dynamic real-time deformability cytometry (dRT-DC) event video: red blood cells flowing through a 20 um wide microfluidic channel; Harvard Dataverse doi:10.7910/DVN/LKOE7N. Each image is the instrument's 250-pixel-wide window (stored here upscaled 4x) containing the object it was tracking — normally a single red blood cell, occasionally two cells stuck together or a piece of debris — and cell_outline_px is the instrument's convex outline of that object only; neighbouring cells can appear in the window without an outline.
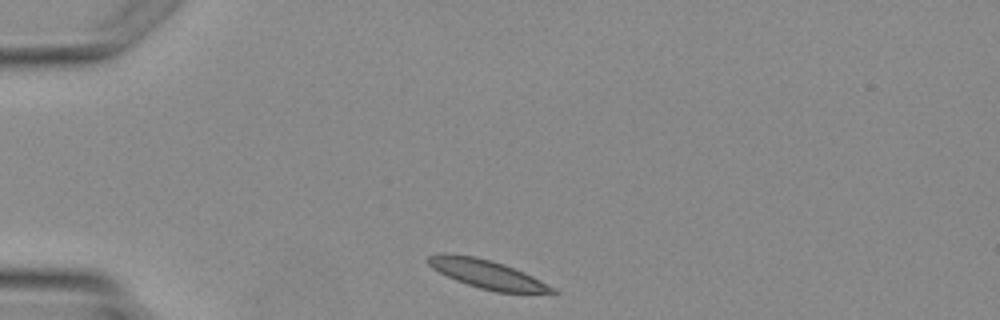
{"species": "Egyptian fruit bat (a non-hibernating species)", "species_latin": "Rousettus aegyptiacus", "temperature_condition": "warm", "stored_images_in_passage": 2, "camera_frame_rate_fps": 3000, "um_per_image_px": 0.085, "animal": {"sex": "female"}, "frame": {"image": 1, "passage_image": 1, "time_ms": 0.0, "image_size_px": [1000, 320], "cell_outline_px": [[560, 292], [556, 296], [496, 292], [480, 288], [456, 280], [432, 268], [428, 264], [428, 256], [444, 252], [476, 256], [492, 260], [504, 264], [524, 272], [556, 288]], "centroid_in_image_um": [41.57, 23.35], "position_along_channel_um": 43.4, "area_um2": 21.44}}